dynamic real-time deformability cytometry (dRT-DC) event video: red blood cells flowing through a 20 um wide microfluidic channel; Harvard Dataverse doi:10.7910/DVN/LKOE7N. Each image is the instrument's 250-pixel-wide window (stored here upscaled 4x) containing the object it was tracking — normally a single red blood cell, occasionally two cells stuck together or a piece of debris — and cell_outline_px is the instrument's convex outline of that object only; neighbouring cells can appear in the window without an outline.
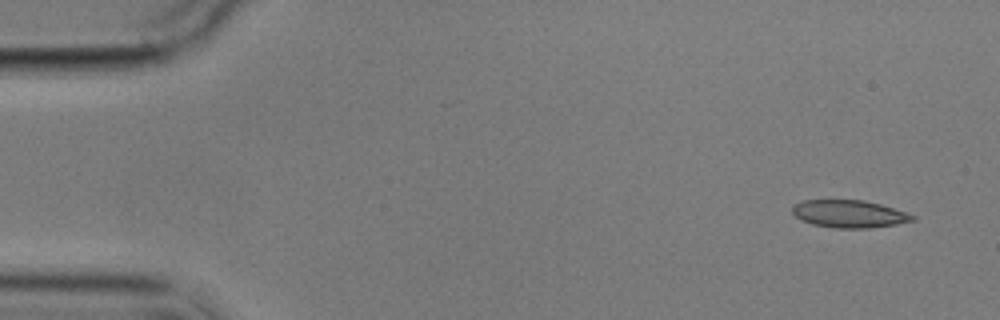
{"species": "common noctule bat (a hibernating species)", "species_latin": "Nyctalus noctula", "temperature_condition": "cold", "stored_images_in_passage": 4, "camera_frame_rate_fps": 3000, "um_per_image_px": 0.085, "animal": {"sex": "male", "body_mass_g": 17.9}, "frame": {"image": 1, "passage_image": 1, "time_ms": 0.0, "image_size_px": [1000, 320], "cell_outline_px": [[916, 220], [896, 224], [872, 228], [836, 228], [812, 224], [800, 220], [792, 212], [792, 204], [804, 200], [864, 200], [880, 204], [916, 216]], "centroid_in_image_um": [72.16, 18.18], "position_along_channel_um": 12.8, "area_um2": 19.31}}